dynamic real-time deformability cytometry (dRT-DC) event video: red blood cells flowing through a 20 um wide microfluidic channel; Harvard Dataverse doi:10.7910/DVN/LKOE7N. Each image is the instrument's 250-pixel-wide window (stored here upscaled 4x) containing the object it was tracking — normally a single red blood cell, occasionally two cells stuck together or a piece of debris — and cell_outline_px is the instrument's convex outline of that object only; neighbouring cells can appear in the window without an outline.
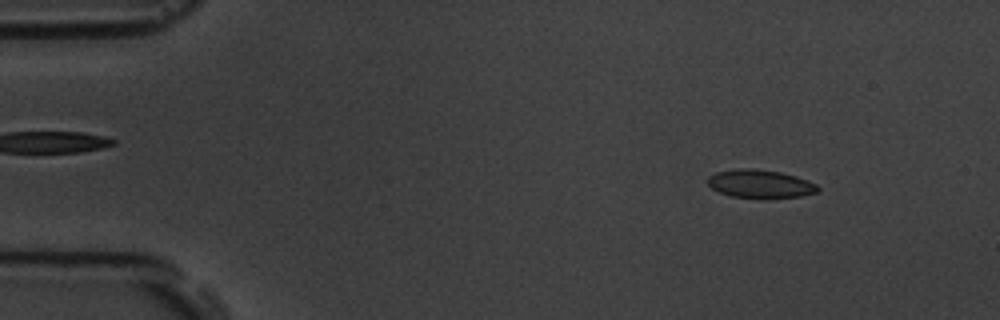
{"species": "common noctule bat (a hibernating species)", "species_latin": "Nyctalus noctula", "temperature_condition": "room temperature", "stored_images_in_passage": 5, "camera_frame_rate_fps": 3000, "um_per_image_px": 0.085, "animal": {"sex": "male", "body_mass_g": 19.5, "forearm_length_mm": 54.6}, "frame": {"image": 1, "passage_image": 1, "time_ms": 0.0, "image_size_px": [1000, 320], "cell_outline_px": [[820, 188], [816, 192], [800, 196], [732, 196], [720, 192], [712, 188], [708, 184], [708, 176], [716, 172], [740, 168], [752, 168], [780, 172], [796, 176], [816, 184]], "centroid_in_image_um": [64.59, 15.59], "position_along_channel_um": 20.4, "area_um2": 17.4}}
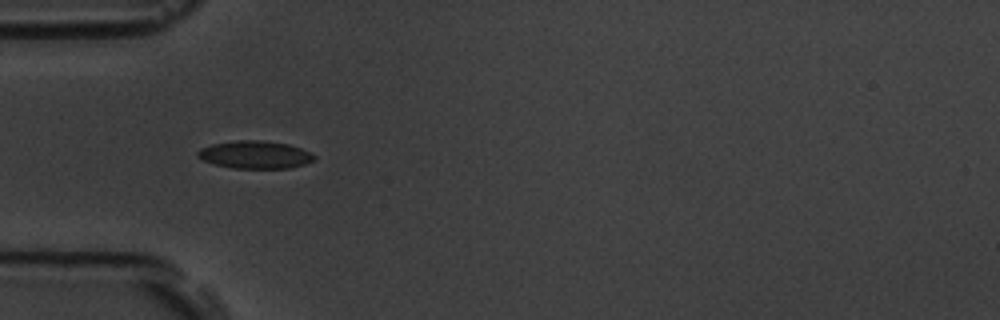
{"frame": {"image": 2, "passage_image": 4, "time_ms": 3.667, "image_size_px": [1000, 320], "cell_outline_px": [[316, 160], [304, 164], [288, 168], [232, 168], [216, 164], [204, 160], [196, 156], [196, 152], [200, 148], [212, 144], [236, 140], [264, 140], [288, 144], [312, 152], [316, 156]], "centroid_in_image_um": [21.7, 13.14], "position_along_channel_um": 63.3, "area_um2": 18.9}}
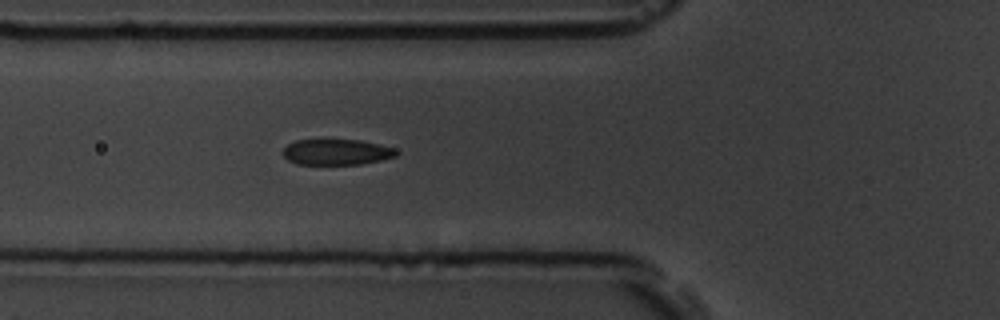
{"frame": {"image": 3, "passage_image": 5, "time_ms": 4.667, "image_size_px": [1000, 320], "cell_outline_px": [[396, 156], [380, 160], [360, 164], [296, 164], [288, 160], [280, 152], [288, 144], [296, 140], [320, 136], [360, 140], [396, 148]], "centroid_in_image_um": [28.52, 12.86], "position_along_channel_um": 97.3, "area_um2": 17.86}}